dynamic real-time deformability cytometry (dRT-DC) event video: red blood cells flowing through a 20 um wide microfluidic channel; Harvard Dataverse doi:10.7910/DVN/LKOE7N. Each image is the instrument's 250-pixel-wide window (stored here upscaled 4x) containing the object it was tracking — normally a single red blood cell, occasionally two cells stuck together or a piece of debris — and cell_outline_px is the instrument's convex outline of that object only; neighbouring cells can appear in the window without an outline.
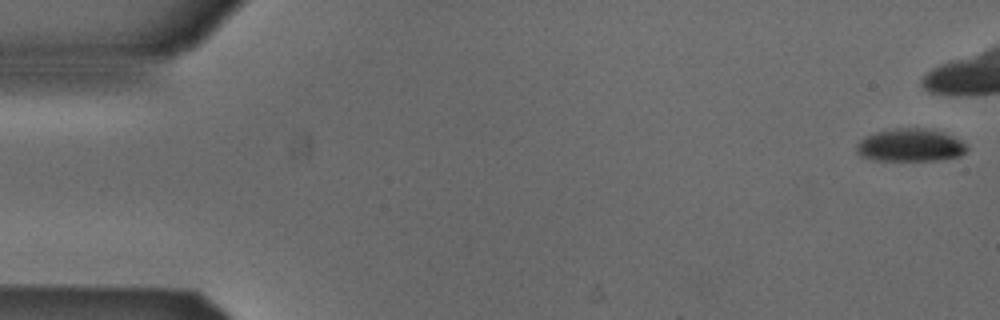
{"species": "Egyptian fruit bat (a non-hibernating species)", "species_latin": "Rousettus aegyptiacus", "temperature_condition": "cold", "stored_images_in_passage": 41, "camera_frame_rate_fps": 3000, "um_per_image_px": 0.085, "animal": {"sex": "male"}, "frame": {"image": 1, "passage_image": 1, "time_ms": 0.0, "image_size_px": [1000, 320], "cell_outline_px": [[968, 148], [960, 156], [940, 160], [872, 160], [860, 156], [856, 152], [856, 144], [864, 136], [876, 132], [896, 128], [924, 128], [940, 132], [952, 136], [960, 140]], "centroid_in_image_um": [77.32, 12.35], "position_along_channel_um": 7.7, "area_um2": 21.04}}
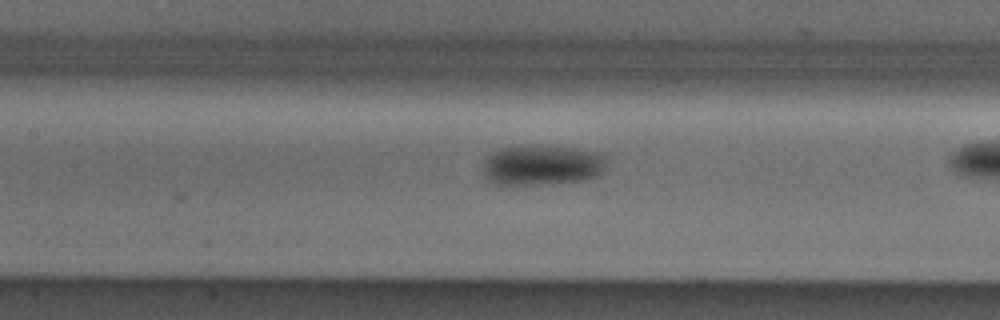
{"frame": {"image": 2, "passage_image": 24, "time_ms": 7.667, "image_size_px": [1000, 320], "cell_outline_px": [[604, 164], [600, 172], [596, 176], [584, 180], [548, 184], [492, 184], [484, 176], [484, 160], [488, 156], [500, 148], [536, 144], [572, 148], [604, 152]], "centroid_in_image_um": [46.05, 14.02], "position_along_channel_um": 161.3, "area_um2": 29.13}}
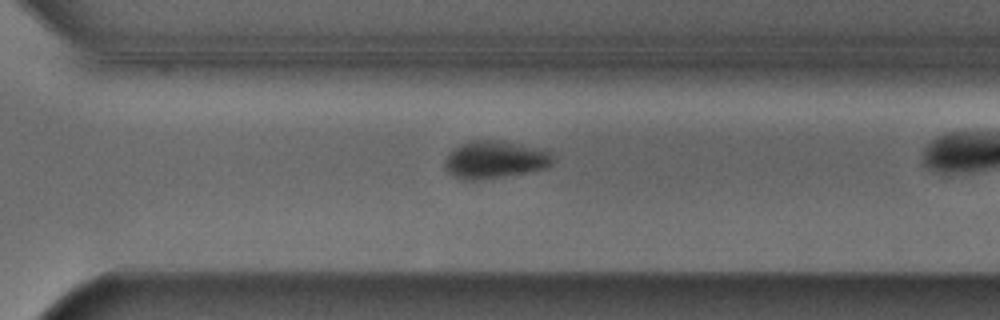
{"frame": {"image": 3, "passage_image": 37, "time_ms": 12.0, "image_size_px": [1000, 320], "cell_outline_px": [[556, 160], [548, 168], [480, 180], [460, 180], [452, 176], [444, 168], [444, 164], [448, 156], [460, 144], [472, 140], [492, 140], [520, 144], [544, 148], [552, 152]], "centroid_in_image_um": [42.12, 13.58], "position_along_channel_um": 328.5, "area_um2": 23.81}}